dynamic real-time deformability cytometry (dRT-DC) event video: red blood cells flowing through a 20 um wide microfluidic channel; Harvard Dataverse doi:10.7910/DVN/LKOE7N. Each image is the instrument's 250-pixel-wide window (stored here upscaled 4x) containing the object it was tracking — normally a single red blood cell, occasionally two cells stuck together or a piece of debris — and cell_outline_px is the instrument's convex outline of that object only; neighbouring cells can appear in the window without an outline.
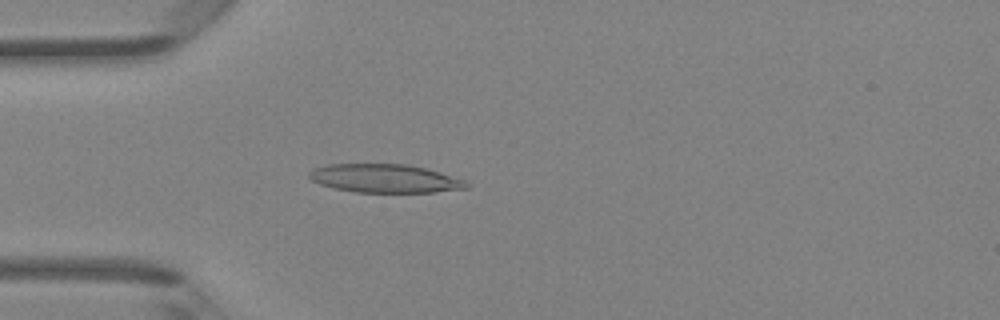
{"species": "Egyptian fruit bat (a non-hibernating species)", "species_latin": "Rousettus aegyptiacus", "temperature_condition": "room temperature", "stored_images_in_passage": 46, "camera_frame_rate_fps": 3000, "um_per_image_px": 0.085, "animal": {"sex": "female"}, "frame": {"image": 1, "passage_image": 12, "time_ms": 3.667, "image_size_px": [1000, 320], "cell_outline_px": [[472, 184], [468, 188], [432, 192], [356, 192], [332, 188], [320, 184], [312, 180], [308, 176], [308, 172], [312, 168], [328, 164], [408, 164], [440, 172], [464, 180]], "centroid_in_image_um": [32.69, 15.16], "position_along_channel_um": 52.3, "area_um2": 26.18}}
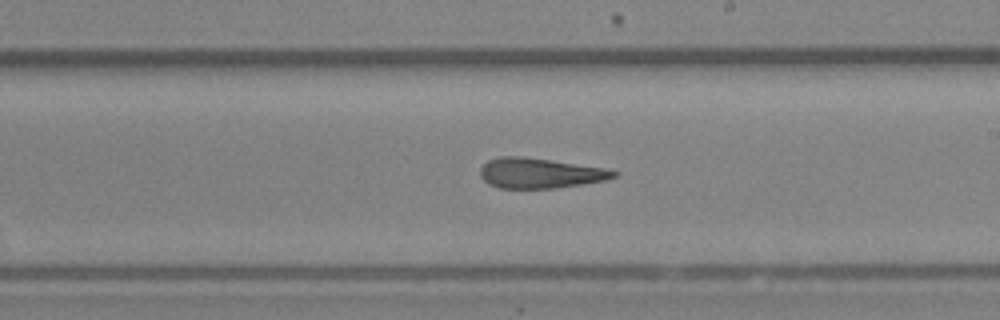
{"frame": {"image": 2, "passage_image": 26, "time_ms": 8.333, "image_size_px": [1000, 320], "cell_outline_px": [[620, 172], [616, 176], [608, 180], [584, 184], [556, 188], [500, 188], [488, 184], [480, 176], [480, 168], [488, 160], [500, 156], [520, 156], [552, 160], [604, 168]], "centroid_in_image_um": [45.9, 14.72], "position_along_channel_um": 243.1, "area_um2": 23.58}}
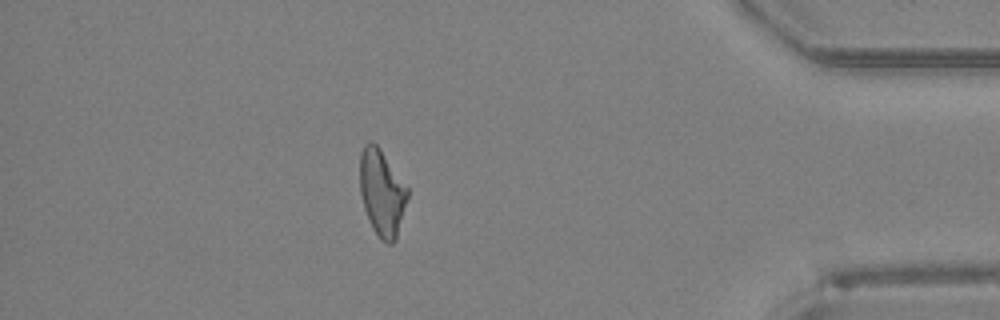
{"frame": {"image": 3, "passage_image": 40, "time_ms": 13.0, "image_size_px": [1000, 320], "cell_outline_px": [[408, 196], [396, 240], [392, 244], [388, 244], [380, 240], [372, 228], [364, 208], [360, 192], [360, 156], [364, 144], [368, 140], [372, 140], [380, 148], [408, 188]], "centroid_in_image_um": [32.45, 16.38], "position_along_channel_um": 402.7, "area_um2": 24.04}, "authors_computed_cell_mechanics": {"area_um2": 24.3338, "velocity_mm_per_s": 4.2969, "shape_relaxation_time_tau1_ms": null, "shape_relaxation_time_tau2_ms": 4.2111, "deformation_change_tau1": null, "deformation_change_tau2": 0.176}}